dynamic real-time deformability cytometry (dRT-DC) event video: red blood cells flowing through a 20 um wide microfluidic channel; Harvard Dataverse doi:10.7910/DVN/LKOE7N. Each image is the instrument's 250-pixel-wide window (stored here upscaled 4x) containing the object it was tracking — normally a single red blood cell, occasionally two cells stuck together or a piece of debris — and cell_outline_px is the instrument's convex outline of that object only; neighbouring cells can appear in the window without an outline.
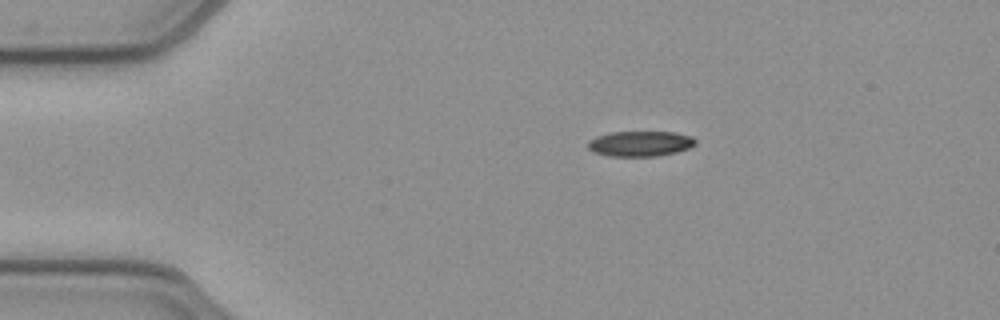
{"species": "common noctule bat (a hibernating species)", "species_latin": "Nyctalus noctula", "temperature_condition": "cold", "stored_images_in_passage": 43, "camera_frame_rate_fps": 3000, "um_per_image_px": 0.085, "animal": {"sex": "female", "body_mass_g": 21.9}, "frame": {"image": 1, "passage_image": 1, "time_ms": 0.0, "image_size_px": [1000, 320], "cell_outline_px": [[696, 144], [688, 148], [676, 152], [656, 156], [608, 156], [592, 152], [588, 148], [588, 140], [596, 136], [612, 132], [676, 132], [692, 136], [696, 140]], "centroid_in_image_um": [54.4, 12.21], "position_along_channel_um": 30.6, "area_um2": 15.95}}
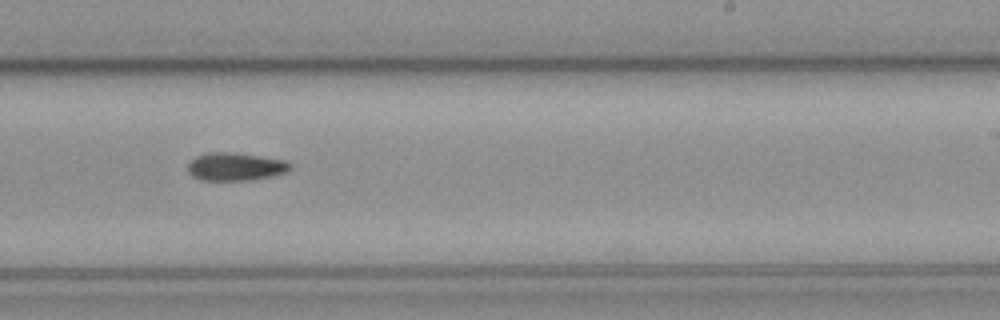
{"frame": {"image": 2, "passage_image": 23, "time_ms": 7.333, "image_size_px": [1000, 320], "cell_outline_px": [[292, 168], [288, 172], [272, 176], [248, 180], [200, 180], [192, 176], [188, 172], [188, 164], [196, 156], [208, 152], [232, 152], [260, 156], [284, 160], [292, 164]], "centroid_in_image_um": [20.02, 14.16], "position_along_channel_um": 269.0, "area_um2": 16.76}}
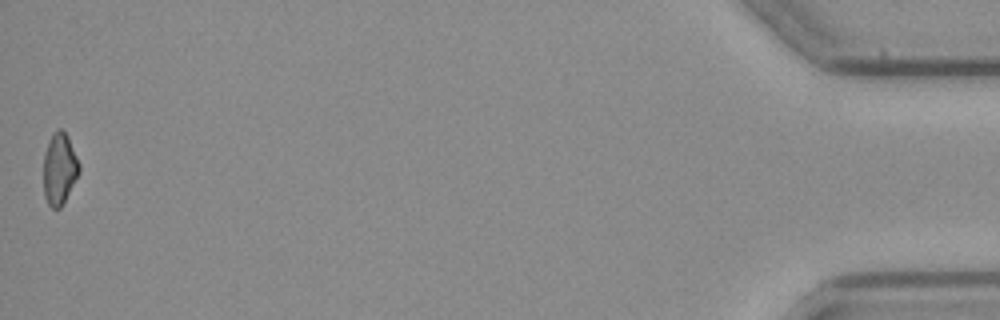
{"frame": {"image": 3, "passage_image": 43, "time_ms": 14.0, "image_size_px": [1000, 320], "cell_outline_px": [[80, 172], [60, 208], [52, 208], [48, 204], [44, 196], [44, 152], [52, 132], [56, 128], [60, 128], [68, 136], [80, 164]], "centroid_in_image_um": [5.05, 14.31], "position_along_channel_um": 430.1, "area_um2": 14.91}, "authors_computed_cell_mechanics": {"area_um2": 16.473, "velocity_mm_per_s": 3.9332, "shape_relaxation_time_tau1_ms": 8.3617, "shape_relaxation_time_tau2_ms": null, "deformation_change_tau1": 0.1446, "deformation_change_tau2": null}}